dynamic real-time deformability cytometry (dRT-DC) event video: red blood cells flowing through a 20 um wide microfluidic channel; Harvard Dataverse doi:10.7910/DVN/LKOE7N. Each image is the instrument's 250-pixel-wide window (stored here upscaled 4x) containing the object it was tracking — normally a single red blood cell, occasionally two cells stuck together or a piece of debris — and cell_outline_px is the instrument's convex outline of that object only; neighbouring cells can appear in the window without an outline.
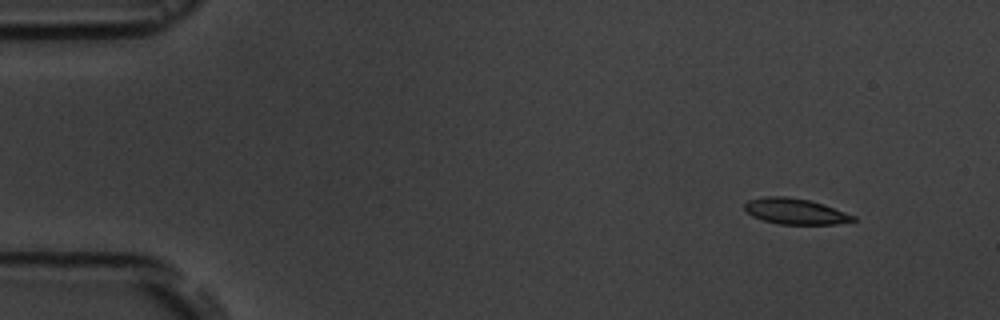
{"species": "common noctule bat (a hibernating species)", "species_latin": "Nyctalus noctula", "temperature_condition": "room temperature", "stored_images_in_passage": 5, "camera_frame_rate_fps": 3000, "um_per_image_px": 0.085, "animal": {"sex": "male", "body_mass_g": 19.5, "forearm_length_mm": 54.6}, "frame": {"image": 1, "passage_image": 2, "time_ms": 1.0, "image_size_px": [1000, 320], "cell_outline_px": [[856, 220], [836, 224], [780, 224], [764, 220], [752, 216], [744, 208], [744, 204], [748, 200], [764, 196], [788, 196], [808, 200], [824, 204], [856, 216]], "centroid_in_image_um": [67.6, 17.95], "position_along_channel_um": 17.4, "area_um2": 16.3}}
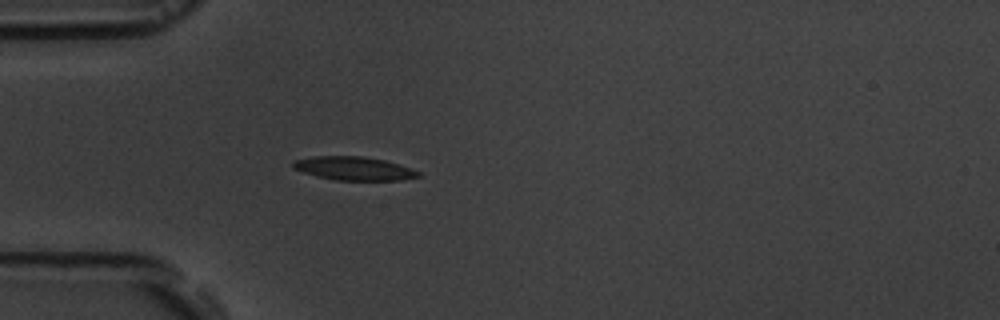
{"frame": {"image": 2, "passage_image": 5, "time_ms": 4.667, "image_size_px": [1000, 320], "cell_outline_px": [[420, 176], [400, 180], [336, 180], [316, 176], [292, 168], [292, 160], [312, 156], [364, 156], [384, 160], [420, 172]], "centroid_in_image_um": [30.01, 14.31], "position_along_channel_um": 55.0, "area_um2": 17.05}}